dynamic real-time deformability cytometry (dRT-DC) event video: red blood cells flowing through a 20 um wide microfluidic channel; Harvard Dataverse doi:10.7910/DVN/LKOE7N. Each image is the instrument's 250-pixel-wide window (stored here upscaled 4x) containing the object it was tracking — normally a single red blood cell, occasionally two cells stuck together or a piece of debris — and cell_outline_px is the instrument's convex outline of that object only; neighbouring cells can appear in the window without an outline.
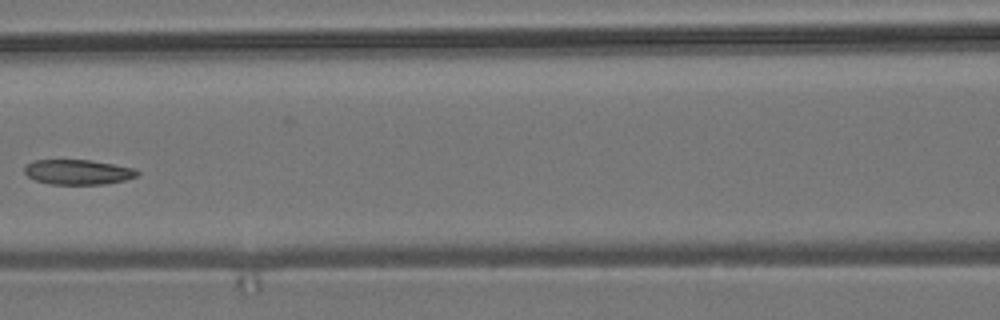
{"species": "common noctule bat (a hibernating species)", "species_latin": "Nyctalus noctula", "temperature_condition": "room temperature", "stored_images_in_passage": 6, "camera_frame_rate_fps": 3000, "um_per_image_px": 0.085, "animal": {"sex": "male", "body_mass_g": 19.2, "forearm_length_mm": 51.8}, "frame": {"image": 1, "passage_image": 6, "time_ms": 7.667, "image_size_px": [1000, 320], "cell_outline_px": [[140, 172], [136, 176], [124, 180], [104, 184], [48, 184], [36, 180], [28, 176], [24, 172], [24, 168], [32, 160], [88, 160], [136, 168]], "centroid_in_image_um": [6.62, 14.62], "position_along_channel_um": 160.0, "area_um2": 16.3}}